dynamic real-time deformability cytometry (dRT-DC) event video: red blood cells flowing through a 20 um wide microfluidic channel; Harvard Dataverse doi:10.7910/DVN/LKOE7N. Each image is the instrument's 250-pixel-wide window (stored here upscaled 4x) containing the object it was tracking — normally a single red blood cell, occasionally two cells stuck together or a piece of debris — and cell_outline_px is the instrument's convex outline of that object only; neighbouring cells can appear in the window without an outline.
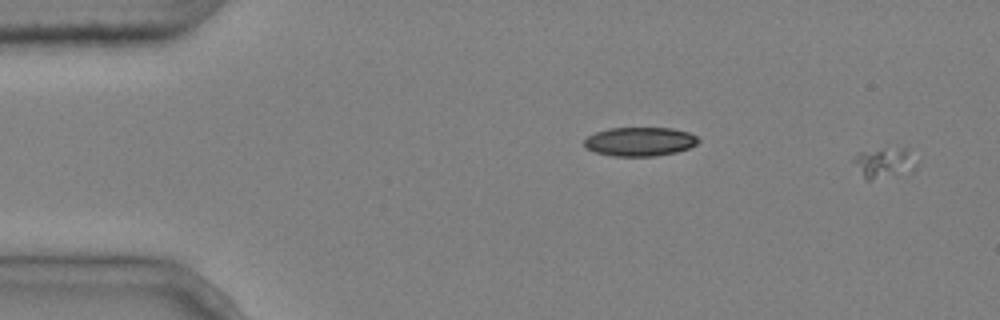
{"species": "common noctule bat (a hibernating species)", "species_latin": "Nyctalus noctula", "temperature_condition": "cold", "stored_images_in_passage": 3, "segment_of_instrument_passage": [2, 2], "camera_frame_rate_fps": 3000, "um_per_image_px": 0.085, "animal": {"sex": "male", "body_mass_g": 20.4}, "frame": {"image": 1, "passage_image": 3, "time_ms": 0.667, "image_size_px": [1000, 320], "cell_outline_px": [[916, 168], [912, 172], [868, 180], [864, 176], [852, 160], [860, 152], [884, 148], [908, 148], [916, 164]], "centroid_in_image_um": [75.21, 13.82], "position_along_channel_um": 9.8, "area_um2": 10.87}}